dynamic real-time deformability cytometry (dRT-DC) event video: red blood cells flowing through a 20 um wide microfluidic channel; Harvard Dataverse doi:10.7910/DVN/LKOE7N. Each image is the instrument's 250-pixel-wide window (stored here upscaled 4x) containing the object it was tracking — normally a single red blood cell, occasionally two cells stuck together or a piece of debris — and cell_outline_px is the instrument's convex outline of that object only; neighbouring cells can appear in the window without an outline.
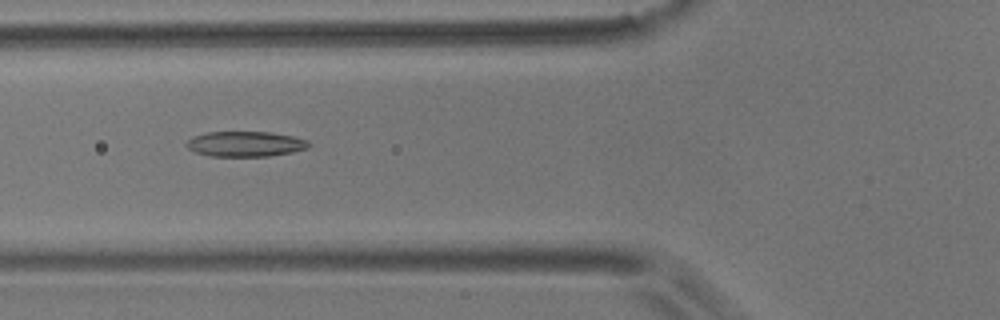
{"species": "common noctule bat (a hibernating species)", "species_latin": "Nyctalus noctula", "temperature_condition": "room temperature", "stored_images_in_passage": 45, "camera_frame_rate_fps": 3000, "um_per_image_px": 0.085, "animal": {"sex": "male", "body_mass_g": 17.9}, "frame": {"image": 1, "passage_image": 18, "time_ms": 5.667, "image_size_px": [1000, 320], "cell_outline_px": [[312, 144], [308, 148], [292, 152], [268, 156], [212, 156], [196, 152], [188, 148], [184, 144], [192, 136], [208, 132], [268, 132], [296, 136], [308, 140]], "centroid_in_image_um": [20.89, 12.23], "position_along_channel_um": 104.9, "area_um2": 18.09}}
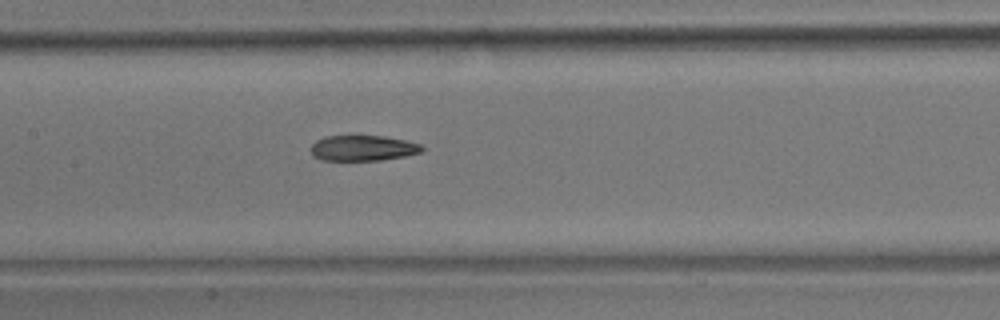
{"frame": {"image": 2, "passage_image": 24, "time_ms": 7.667, "image_size_px": [1000, 320], "cell_outline_px": [[424, 148], [420, 152], [404, 156], [380, 160], [320, 160], [312, 156], [312, 144], [316, 140], [324, 136], [384, 136], [404, 140], [420, 144]], "centroid_in_image_um": [30.81, 12.58], "position_along_channel_um": 176.6, "area_um2": 16.42}}
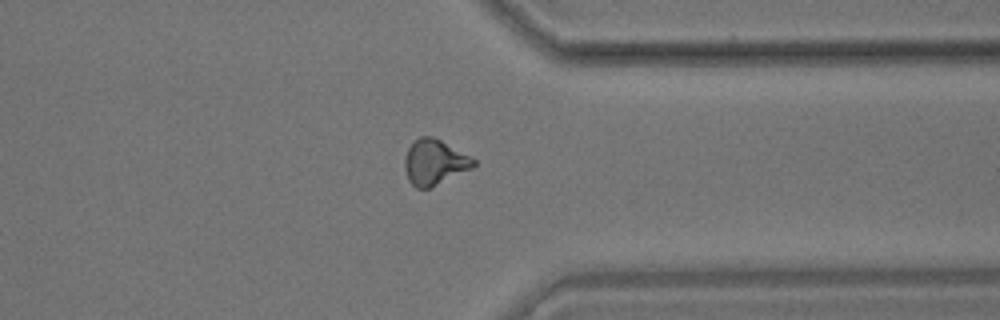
{"frame": {"image": 3, "passage_image": 41, "time_ms": 13.333, "image_size_px": [1000, 320], "cell_outline_px": [[476, 164], [472, 168], [428, 188], [416, 188], [408, 180], [404, 168], [404, 160], [408, 148], [420, 136], [432, 136], [472, 156], [476, 160]], "centroid_in_image_um": [36.93, 13.78], "position_along_channel_um": 374.5, "area_um2": 18.03}, "authors_computed_cell_mechanics": {"area_um2": 18.0336, "velocity_mm_per_s": 3.5577, "shape_relaxation_time_tau1_ms": 6.2069, "shape_relaxation_time_tau2_ms": 4.3215, "deformation_change_tau1": 0.1539, "deformation_change_tau2": 0.1201}}